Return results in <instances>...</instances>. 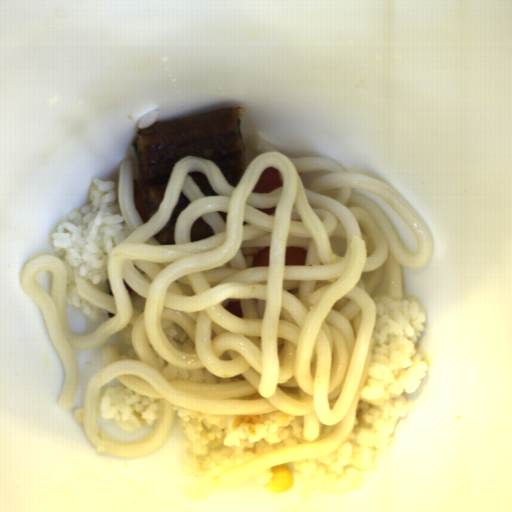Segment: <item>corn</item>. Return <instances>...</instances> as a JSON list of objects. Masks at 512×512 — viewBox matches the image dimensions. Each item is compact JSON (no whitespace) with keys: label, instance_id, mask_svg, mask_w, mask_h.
Segmentation results:
<instances>
[{"label":"corn","instance_id":"obj_1","mask_svg":"<svg viewBox=\"0 0 512 512\" xmlns=\"http://www.w3.org/2000/svg\"><path fill=\"white\" fill-rule=\"evenodd\" d=\"M272 476L269 482L264 485L272 494L288 492L294 486L293 470L289 464L281 463L270 468Z\"/></svg>","mask_w":512,"mask_h":512}]
</instances>
